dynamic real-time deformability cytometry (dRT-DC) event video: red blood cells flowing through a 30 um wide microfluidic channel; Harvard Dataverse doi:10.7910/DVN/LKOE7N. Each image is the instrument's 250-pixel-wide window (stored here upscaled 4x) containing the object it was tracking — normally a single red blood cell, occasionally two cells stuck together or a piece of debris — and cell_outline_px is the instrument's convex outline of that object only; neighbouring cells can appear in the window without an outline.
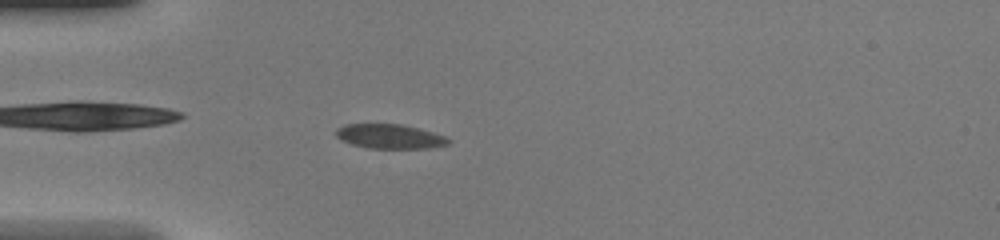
{"species": "common noctule bat (a hibernating species)", "species_latin": "Nyctalus noctula", "temperature_condition": "warm", "stored_images_in_passage": 47, "camera_frame_rate_fps": 3000, "um_per_image_px": 0.085, "animal": {"sex": "female", "body_mass_g": 20.0, "forearm_length_mm": 54.0}, "frame": {"image": 1, "passage_image": 14, "time_ms": 4.333, "image_size_px": [1000, 240], "cell_outline_px": [[452, 140], [448, 144], [428, 148], [368, 148], [352, 144], [340, 140], [336, 136], [336, 128], [344, 124], [400, 124], [448, 136]], "centroid_in_image_um": [33.12, 11.59], "position_along_channel_um": 51.9, "area_um2": 16.01}}
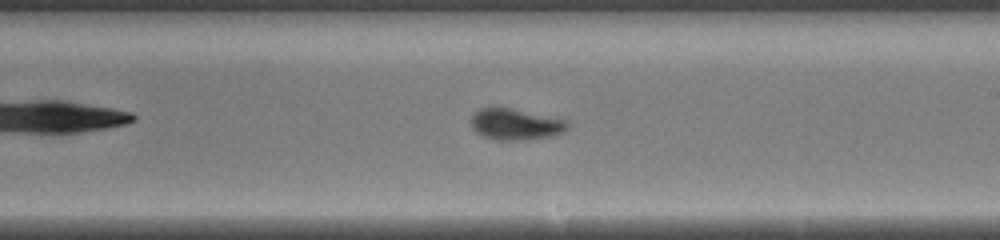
{"frame": {"image": 2, "passage_image": 28, "time_ms": 9.0, "image_size_px": [1000, 240], "cell_outline_px": [[568, 128], [564, 132], [548, 136], [516, 140], [500, 140], [484, 136], [476, 132], [472, 128], [468, 120], [480, 108], [508, 108], [568, 120]], "centroid_in_image_um": [43.79, 10.56], "position_along_channel_um": 245.2, "area_um2": 17.22}}
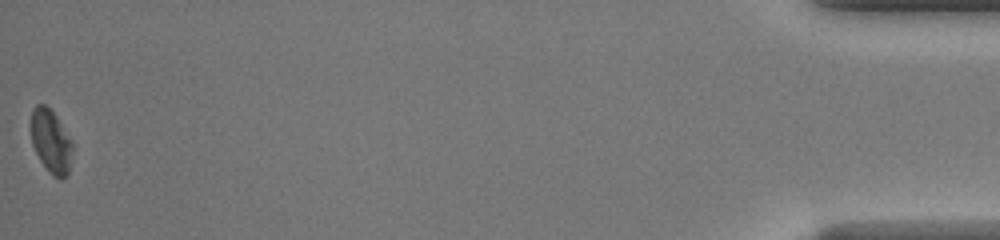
{"frame": {"image": 3, "passage_image": 47, "time_ms": 15.333, "image_size_px": [1000, 240], "cell_outline_px": [[72, 152], [68, 172], [60, 180], [52, 176], [48, 172], [40, 160], [32, 144], [28, 128], [32, 108], [36, 104], [44, 104], [56, 116], [72, 140]], "centroid_in_image_um": [4.28, 11.99], "position_along_channel_um": 430.9, "area_um2": 15.66}}